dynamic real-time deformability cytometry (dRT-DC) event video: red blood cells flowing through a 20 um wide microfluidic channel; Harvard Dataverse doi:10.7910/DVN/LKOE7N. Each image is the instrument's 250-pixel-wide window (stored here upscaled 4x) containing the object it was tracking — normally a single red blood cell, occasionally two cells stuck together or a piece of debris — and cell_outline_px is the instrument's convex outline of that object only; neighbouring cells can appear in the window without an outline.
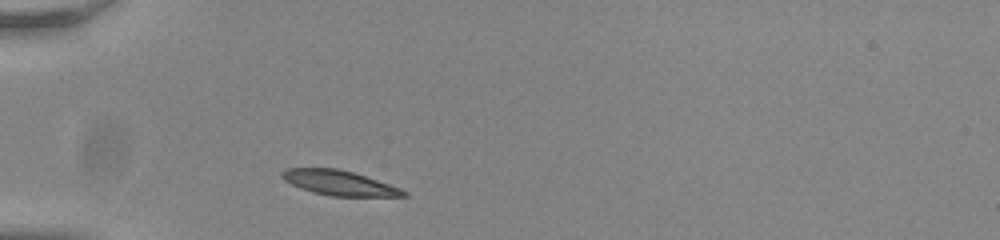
{"species": "common noctule bat (a hibernating species)", "species_latin": "Nyctalus noctula", "temperature_condition": "room temperature", "stored_images_in_passage": 31, "camera_frame_rate_fps": 3000, "um_per_image_px": 0.085, "animal": {"sex": "male", "body_mass_g": 20.0, "forearm_length_mm": 53.3}, "frame": {"image": 1, "passage_image": 1, "time_ms": 0.0, "image_size_px": [1000, 240], "cell_outline_px": [[408, 196], [332, 196], [312, 192], [300, 188], [284, 180], [280, 176], [280, 172], [288, 168], [336, 168], [352, 172], [400, 188], [408, 192]], "centroid_in_image_um": [28.79, 15.54], "position_along_channel_um": 56.2, "area_um2": 17.4}}
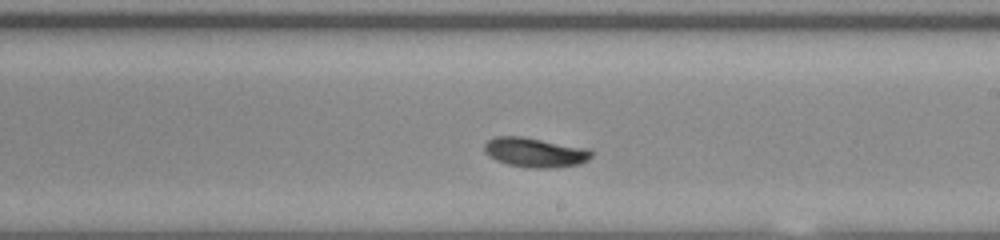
{"frame": {"image": 2, "passage_image": 17, "time_ms": 5.333, "image_size_px": [1000, 240], "cell_outline_px": [[592, 156], [588, 160], [580, 164], [548, 168], [528, 168], [508, 164], [496, 160], [488, 156], [484, 152], [484, 144], [488, 140], [496, 136], [520, 136], [588, 148], [592, 152]], "centroid_in_image_um": [45.46, 12.96], "position_along_channel_um": 243.5, "area_um2": 18.44}}
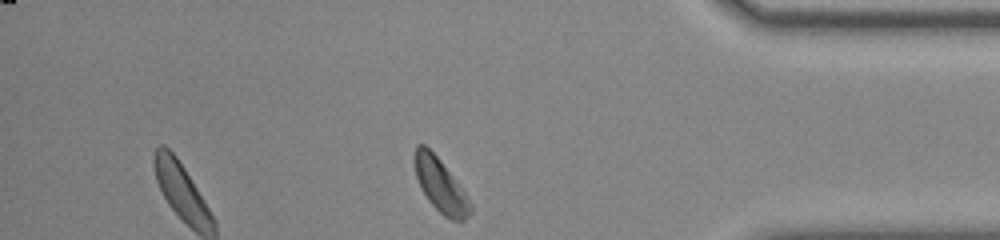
{"frame": {"image": 3, "passage_image": 31, "time_ms": 10.0, "image_size_px": [1000, 240], "cell_outline_px": [[472, 212], [464, 220], [452, 220], [444, 216], [428, 200], [420, 188], [416, 176], [412, 160], [412, 156], [416, 144], [424, 144], [440, 160], [464, 192], [472, 204]], "centroid_in_image_um": [37.39, 15.73], "position_along_channel_um": 397.8, "area_um2": 17.34}, "authors_computed_cell_mechanics": {"area_um2": 18.1492, "velocity_mm_per_s": 3.7792, "shape_relaxation_time_tau1_ms": 4.3442, "shape_relaxation_time_tau2_ms": 5.3104, "deformation_change_tau1": 0.1572, "deformation_change_tau2": 0.0792}}